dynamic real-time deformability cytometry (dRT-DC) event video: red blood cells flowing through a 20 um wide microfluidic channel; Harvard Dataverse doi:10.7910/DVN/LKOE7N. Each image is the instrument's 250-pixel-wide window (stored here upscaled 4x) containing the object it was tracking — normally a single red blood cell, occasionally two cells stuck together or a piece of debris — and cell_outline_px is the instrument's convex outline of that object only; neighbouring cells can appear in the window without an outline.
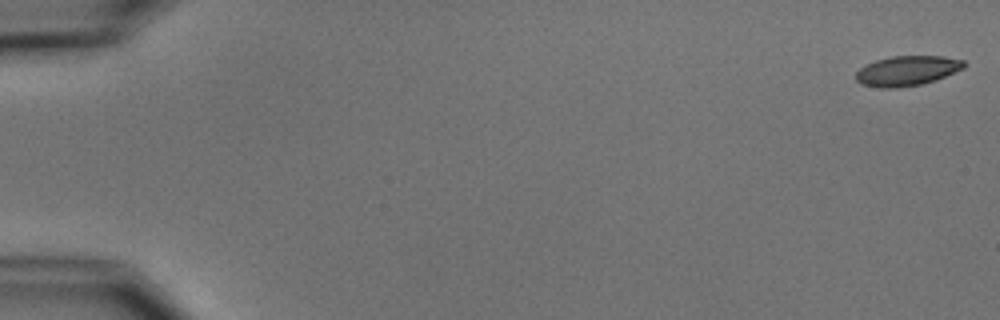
{"species": "common noctule bat (a hibernating species)", "species_latin": "Nyctalus noctula", "temperature_condition": "cold", "stored_images_in_passage": 5, "camera_frame_rate_fps": 3000, "um_per_image_px": 0.085, "animal": {"sex": "male", "body_mass_g": 15.6}, "frame": {"image": 1, "passage_image": 1, "time_ms": 0.0, "image_size_px": [1000, 320], "cell_outline_px": [[964, 68], [936, 80], [920, 84], [896, 88], [880, 88], [860, 84], [856, 80], [856, 72], [860, 68], [876, 60], [892, 56], [944, 56], [964, 60]], "centroid_in_image_um": [77.09, 6.02], "position_along_channel_um": 7.9, "area_um2": 18.79}}
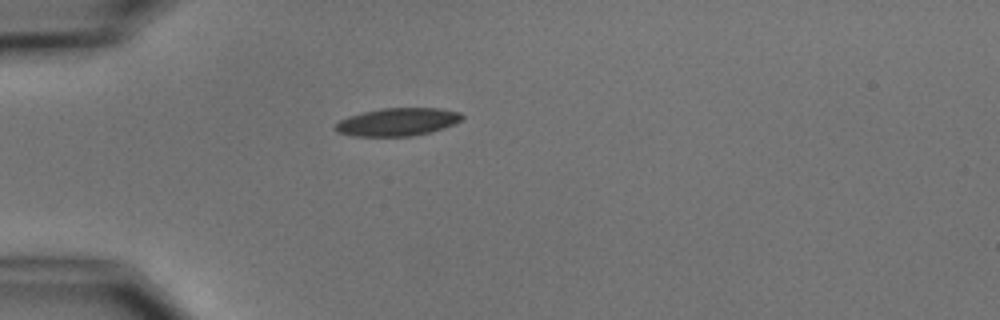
{"frame": {"image": 2, "passage_image": 5, "time_ms": 5.0, "image_size_px": [1000, 320], "cell_outline_px": [[464, 116], [460, 120], [444, 128], [432, 132], [412, 136], [352, 136], [336, 132], [332, 128], [332, 124], [348, 116], [380, 108], [440, 108], [460, 112]], "centroid_in_image_um": [33.73, 10.37], "position_along_channel_um": 51.3, "area_um2": 20.81}}